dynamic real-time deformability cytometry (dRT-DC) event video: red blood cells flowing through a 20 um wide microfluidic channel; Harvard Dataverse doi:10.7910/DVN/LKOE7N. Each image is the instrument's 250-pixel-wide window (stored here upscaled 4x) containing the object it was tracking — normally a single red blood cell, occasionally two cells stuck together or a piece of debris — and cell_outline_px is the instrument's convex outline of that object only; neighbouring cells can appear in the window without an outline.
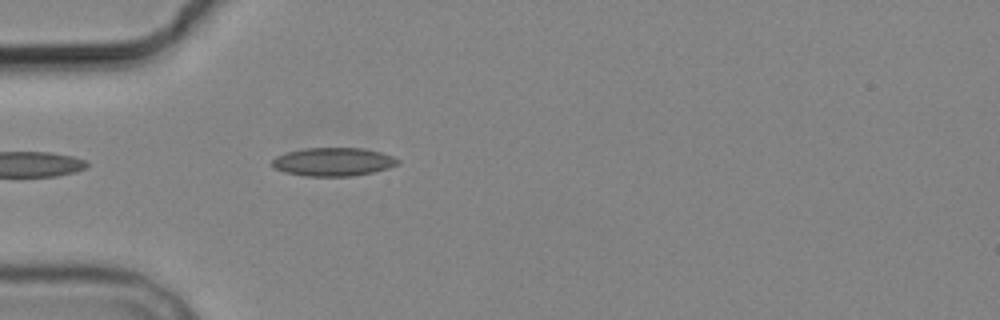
{"species": "common noctule bat (a hibernating species)", "species_latin": "Nyctalus noctula", "temperature_condition": "cold", "stored_images_in_passage": 5, "camera_frame_rate_fps": 3000, "um_per_image_px": 0.085, "animal": {"sex": "male", "body_mass_g": 19.2, "forearm_length_mm": 51.8}, "frame": {"image": 1, "passage_image": 5, "time_ms": 4.667, "image_size_px": [1000, 320], "cell_outline_px": [[400, 164], [388, 168], [372, 172], [352, 176], [308, 176], [284, 172], [272, 168], [272, 160], [276, 156], [288, 152], [304, 148], [360, 148], [380, 152], [392, 156], [400, 160]], "centroid_in_image_um": [28.31, 13.76], "position_along_channel_um": 56.7, "area_um2": 20.75}}